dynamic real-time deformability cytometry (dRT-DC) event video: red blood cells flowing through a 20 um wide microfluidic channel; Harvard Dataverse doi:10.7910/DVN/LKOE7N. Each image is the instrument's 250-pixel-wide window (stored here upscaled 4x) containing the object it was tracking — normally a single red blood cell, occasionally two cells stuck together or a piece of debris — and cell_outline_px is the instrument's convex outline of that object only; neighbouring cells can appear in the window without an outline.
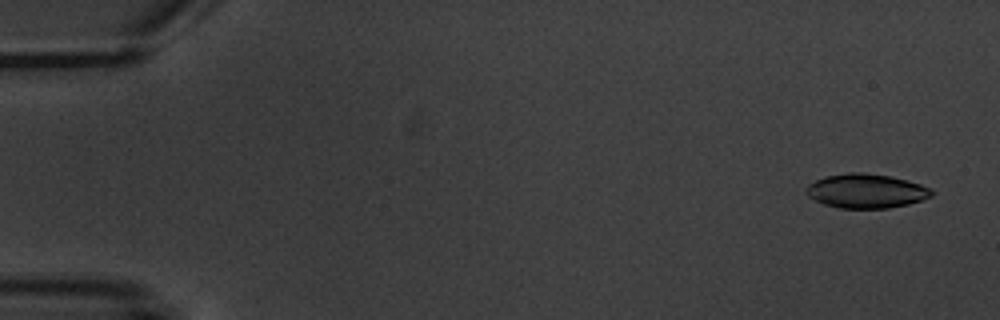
{"species": "common noctule bat (a hibernating species)", "species_latin": "Nyctalus noctula", "temperature_condition": "warm", "stored_images_in_passage": 7, "camera_frame_rate_fps": 3000, "um_per_image_px": 0.085, "animal": {"sex": "male", "body_mass_g": 20.1, "forearm_length_mm": 53.5}, "frame": {"image": 1, "passage_image": 1, "time_ms": 0.0, "image_size_px": [1000, 320], "cell_outline_px": [[936, 192], [932, 196], [908, 204], [888, 208], [840, 208], [824, 204], [808, 196], [804, 192], [804, 188], [808, 184], [824, 176], [848, 172], [864, 172], [892, 176], [908, 180], [932, 188]], "centroid_in_image_um": [73.62, 16.22], "position_along_channel_um": 11.4, "area_um2": 25.32}}
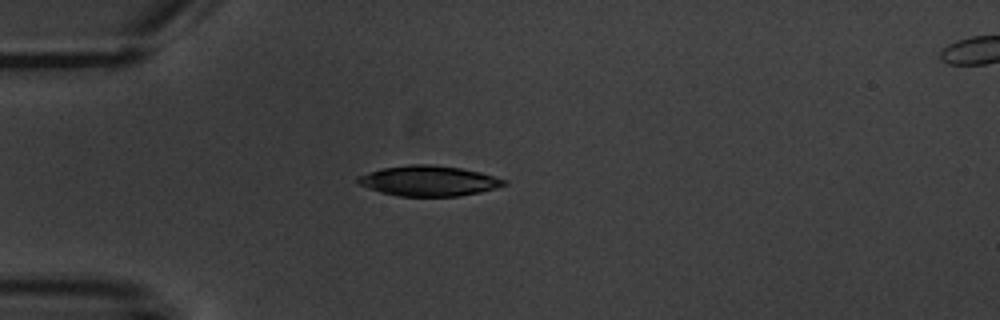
{"frame": {"image": 2, "passage_image": 4, "time_ms": 4.333, "image_size_px": [1000, 320], "cell_outline_px": [[508, 184], [496, 188], [480, 192], [460, 196], [400, 196], [380, 192], [368, 188], [360, 184], [356, 180], [356, 176], [368, 172], [384, 168], [412, 164], [428, 164], [460, 168], [480, 172], [508, 180]], "centroid_in_image_um": [36.46, 15.37], "position_along_channel_um": 48.5, "area_um2": 25.78}}
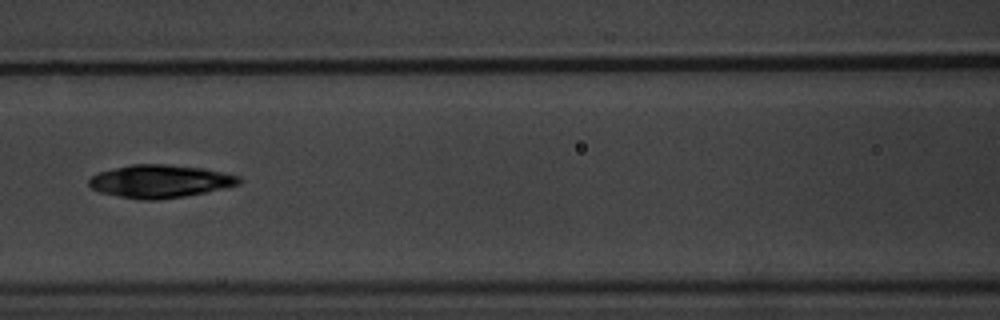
{"frame": {"image": 3, "passage_image": 7, "time_ms": 7.667, "image_size_px": [1000, 320], "cell_outline_px": [[244, 180], [240, 184], [224, 188], [184, 196], [156, 200], [140, 200], [100, 192], [92, 188], [88, 184], [88, 180], [92, 176], [100, 172], [132, 164], [164, 164], [204, 168], [240, 176]], "centroid_in_image_um": [13.64, 15.41], "position_along_channel_um": 153.0, "area_um2": 28.61}}